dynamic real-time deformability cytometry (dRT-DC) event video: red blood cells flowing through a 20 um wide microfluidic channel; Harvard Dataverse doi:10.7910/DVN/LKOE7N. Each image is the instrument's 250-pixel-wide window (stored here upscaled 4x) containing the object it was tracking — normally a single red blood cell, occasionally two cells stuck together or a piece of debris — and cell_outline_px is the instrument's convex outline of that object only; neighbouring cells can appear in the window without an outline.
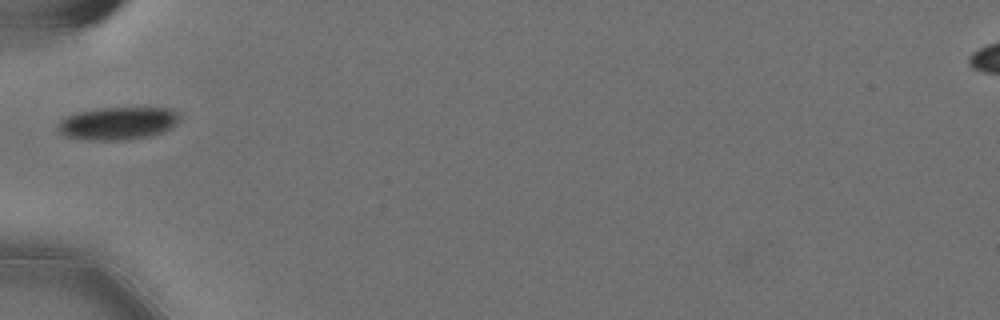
{"species": "Egyptian fruit bat (a non-hibernating species)", "species_latin": "Rousettus aegyptiacus", "temperature_condition": "cold", "stored_images_in_passage": 3, "camera_frame_rate_fps": 3000, "um_per_image_px": 0.085, "animal": {"sex": "female"}, "frame": {"image": 1, "passage_image": 1, "time_ms": 0.0, "image_size_px": [1000, 320], "cell_outline_px": [[180, 120], [172, 128], [148, 136], [124, 140], [88, 140], [64, 136], [56, 132], [56, 124], [60, 120], [76, 112], [100, 108], [168, 108], [176, 112], [180, 116]], "centroid_in_image_um": [9.96, 10.49], "position_along_channel_um": 75.0, "area_um2": 23.35}}